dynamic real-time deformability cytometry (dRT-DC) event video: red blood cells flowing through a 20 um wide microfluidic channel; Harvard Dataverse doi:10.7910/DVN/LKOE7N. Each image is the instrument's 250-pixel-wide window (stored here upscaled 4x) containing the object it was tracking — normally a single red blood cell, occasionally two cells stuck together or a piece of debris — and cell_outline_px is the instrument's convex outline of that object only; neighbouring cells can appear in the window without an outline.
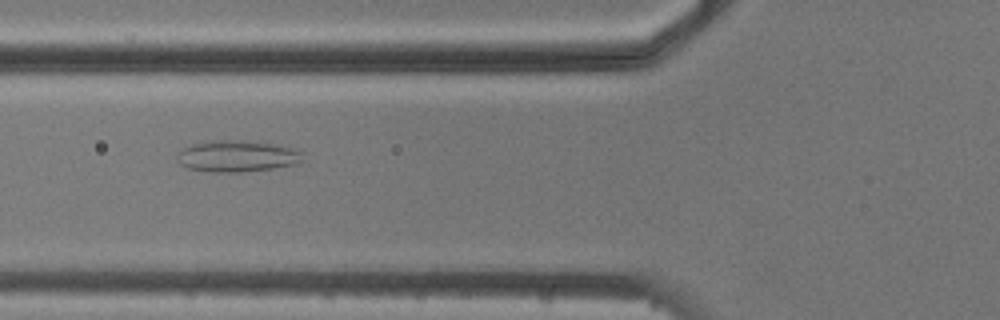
{"species": "common noctule bat (a hibernating species)", "species_latin": "Nyctalus noctula", "temperature_condition": "cold", "stored_images_in_passage": 7, "camera_frame_rate_fps": 3000, "um_per_image_px": 0.085, "animal": {"sex": "male", "body_mass_g": 20.5, "forearm_length_mm": 52.5}, "frame": {"image": 1, "passage_image": 6, "time_ms": 5.667, "image_size_px": [1000, 320], "cell_outline_px": [[300, 160], [296, 164], [272, 168], [240, 172], [212, 172], [188, 168], [180, 164], [176, 160], [176, 156], [184, 148], [192, 144], [208, 140], [248, 140], [276, 144], [292, 148], [300, 152]], "centroid_in_image_um": [20.09, 13.26], "position_along_channel_um": 105.7, "area_um2": 22.95}}